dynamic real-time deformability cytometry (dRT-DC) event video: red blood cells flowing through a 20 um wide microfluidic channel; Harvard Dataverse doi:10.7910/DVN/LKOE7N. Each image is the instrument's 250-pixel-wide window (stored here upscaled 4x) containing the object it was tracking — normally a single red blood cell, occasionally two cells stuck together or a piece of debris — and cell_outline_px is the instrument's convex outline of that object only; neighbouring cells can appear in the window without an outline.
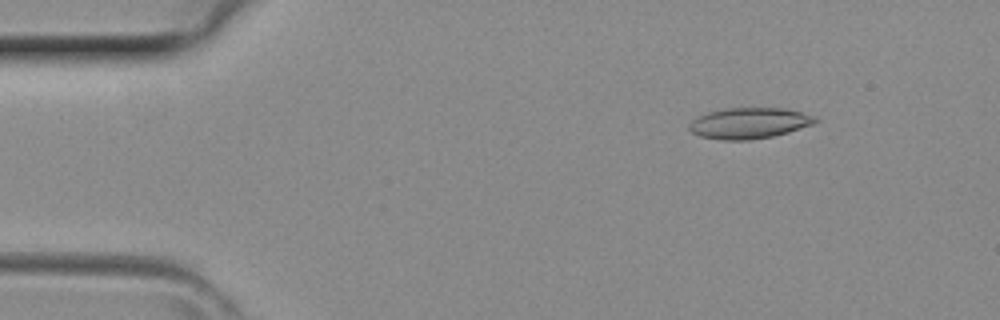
{"species": "common noctule bat (a hibernating species)", "species_latin": "Nyctalus noctula", "temperature_condition": "room temperature", "stored_images_in_passage": 38, "camera_frame_rate_fps": 3000, "um_per_image_px": 0.085, "animal": {"sex": "female", "body_mass_g": 29.2, "forearm_length_mm": 56.3}, "frame": {"image": 1, "passage_image": 2, "time_ms": 0.333, "image_size_px": [1000, 320], "cell_outline_px": [[820, 120], [812, 124], [788, 132], [772, 136], [752, 140], [724, 140], [700, 136], [692, 132], [688, 128], [692, 120], [708, 112], [728, 108], [780, 108], [800, 112], [816, 116]], "centroid_in_image_um": [63.69, 10.47], "position_along_channel_um": 21.3, "area_um2": 22.48}}
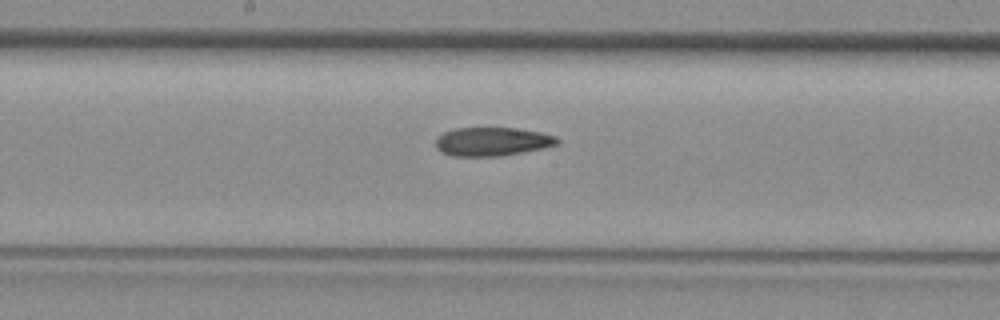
{"frame": {"image": 2, "passage_image": 18, "time_ms": 5.667, "image_size_px": [1000, 320], "cell_outline_px": [[560, 140], [556, 144], [544, 148], [500, 156], [452, 156], [436, 148], [436, 140], [444, 132], [456, 128], [516, 128], [540, 132], [556, 136]], "centroid_in_image_um": [41.86, 12.03], "position_along_channel_um": 206.3, "area_um2": 20.11}}
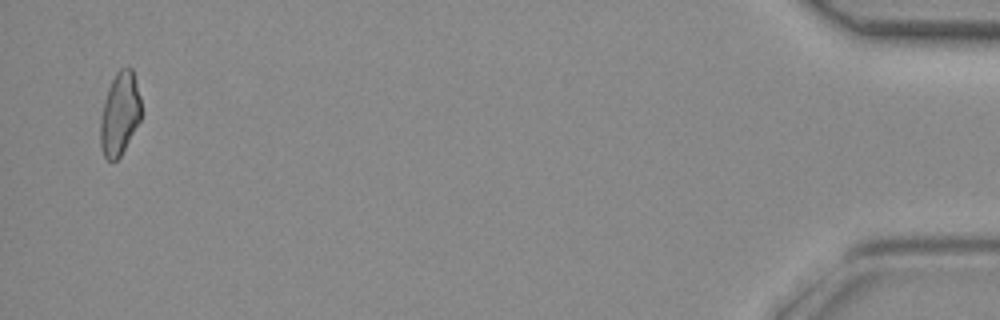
{"frame": {"image": 3, "passage_image": 37, "time_ms": 12.0, "image_size_px": [1000, 320], "cell_outline_px": [[140, 120], [120, 156], [116, 160], [108, 160], [104, 156], [100, 144], [100, 116], [104, 100], [108, 88], [116, 72], [120, 68], [132, 68], [140, 96]], "centroid_in_image_um": [10.16, 9.66], "position_along_channel_um": 425.0, "area_um2": 19.54}}